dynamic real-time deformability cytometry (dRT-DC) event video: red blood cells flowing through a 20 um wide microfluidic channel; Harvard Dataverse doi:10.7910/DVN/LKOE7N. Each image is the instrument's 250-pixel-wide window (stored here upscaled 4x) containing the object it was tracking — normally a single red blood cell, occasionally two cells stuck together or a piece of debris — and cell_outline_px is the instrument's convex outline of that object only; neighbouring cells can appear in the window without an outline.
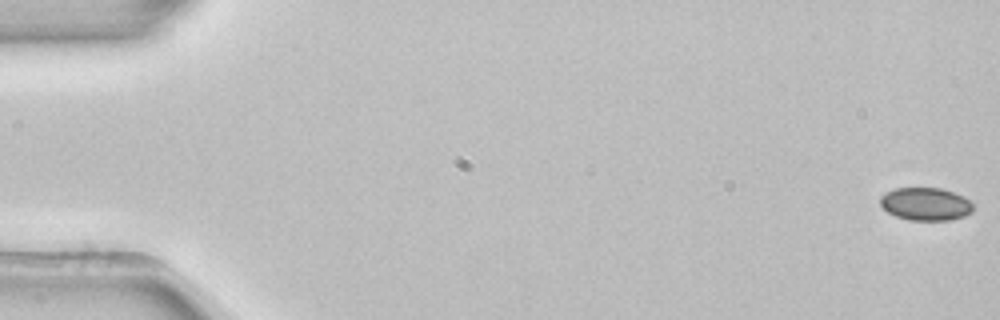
{"species": "common noctule bat (a hibernating species)", "species_latin": "Nyctalus noctula", "temperature_condition": "room temperature", "stored_images_in_passage": 54, "camera_frame_rate_fps": 3000, "um_per_image_px": 0.085, "animal": {"sex": "female", "body_mass_g": 22.7, "forearm_length_mm": 54.2}, "frame": {"image": 1, "passage_image": 1, "time_ms": 0.0, "image_size_px": [1000, 320], "cell_outline_px": [[972, 212], [964, 216], [948, 220], [908, 220], [896, 216], [888, 212], [880, 204], [880, 196], [884, 192], [896, 188], [940, 188], [964, 196], [972, 204]], "centroid_in_image_um": [78.65, 17.34], "position_along_channel_um": 6.3, "area_um2": 17.74}}
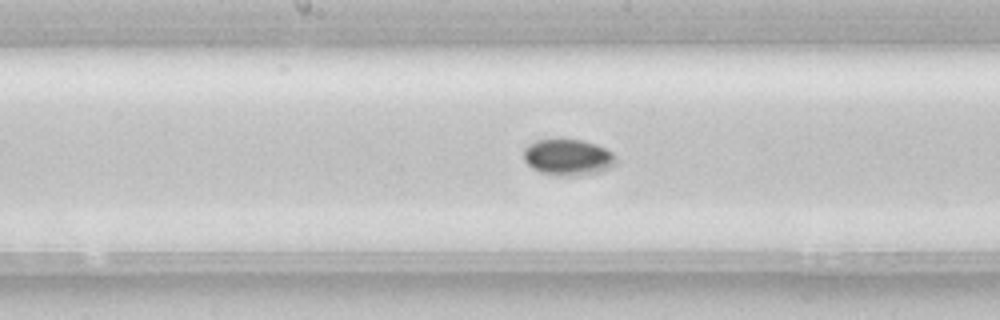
{"frame": {"image": 2, "passage_image": 28, "time_ms": 9.0, "image_size_px": [1000, 320], "cell_outline_px": [[616, 164], [600, 172], [580, 176], [556, 176], [540, 172], [532, 168], [524, 160], [524, 148], [528, 144], [536, 140], [584, 140], [596, 144], [612, 152], [616, 160]], "centroid_in_image_um": [48.27, 13.39], "position_along_channel_um": 199.9, "area_um2": 19.59}}
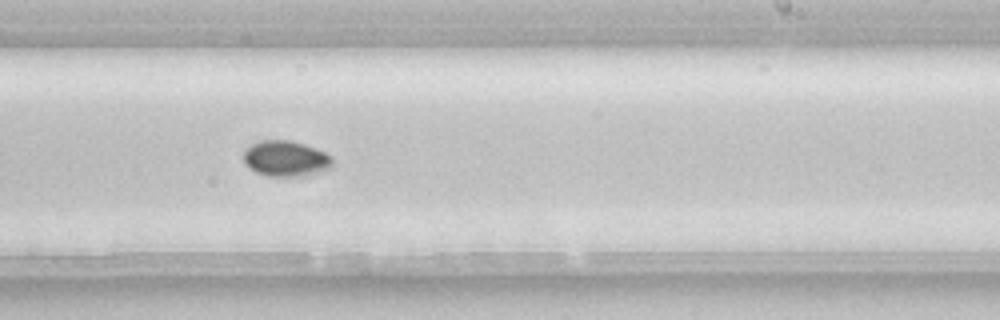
{"frame": {"image": 3, "passage_image": 33, "time_ms": 10.667, "image_size_px": [1000, 320], "cell_outline_px": [[332, 164], [328, 168], [320, 172], [304, 176], [268, 176], [256, 172], [248, 168], [244, 164], [244, 148], [260, 140], [292, 140], [316, 148], [332, 156]], "centroid_in_image_um": [24.26, 13.47], "position_along_channel_um": 264.7, "area_um2": 18.67}}